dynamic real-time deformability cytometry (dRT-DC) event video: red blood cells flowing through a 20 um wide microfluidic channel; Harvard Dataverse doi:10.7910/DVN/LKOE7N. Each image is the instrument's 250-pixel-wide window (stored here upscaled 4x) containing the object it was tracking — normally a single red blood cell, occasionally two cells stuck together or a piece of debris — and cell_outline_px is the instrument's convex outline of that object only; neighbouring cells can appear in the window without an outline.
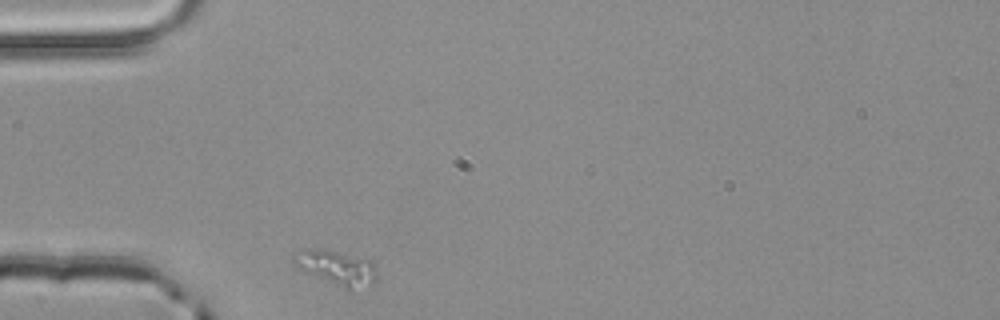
{"species": "common noctule bat (a hibernating species)", "species_latin": "Nyctalus noctula", "temperature_condition": "room temperature", "stored_images_in_passage": 1, "camera_frame_rate_fps": 3000, "um_per_image_px": 0.085, "animal": {"sex": "male", "body_mass_g": 20.4}, "frame": {"image": 1, "passage_image": 1, "time_ms": 0.0, "image_size_px": [1000, 320], "cell_outline_px": [[376, 280], [348, 292], [300, 268], [292, 260], [292, 256], [304, 248], [320, 248], [368, 260], [372, 264], [376, 272]], "centroid_in_image_um": [28.57, 22.76], "position_along_channel_um": 56.4, "area_um2": 16.3}}